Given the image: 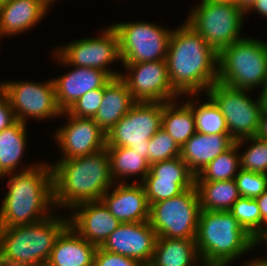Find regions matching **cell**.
<instances>
[{
	"instance_id": "6da1fadb",
	"label": "cell",
	"mask_w": 267,
	"mask_h": 266,
	"mask_svg": "<svg viewBox=\"0 0 267 266\" xmlns=\"http://www.w3.org/2000/svg\"><path fill=\"white\" fill-rule=\"evenodd\" d=\"M174 91L195 97L217 82L218 54L189 25L172 30L166 55Z\"/></svg>"
},
{
	"instance_id": "7a4b0ae2",
	"label": "cell",
	"mask_w": 267,
	"mask_h": 266,
	"mask_svg": "<svg viewBox=\"0 0 267 266\" xmlns=\"http://www.w3.org/2000/svg\"><path fill=\"white\" fill-rule=\"evenodd\" d=\"M42 163L6 175L10 177L0 207V228L34 224L52 215L53 171L51 164Z\"/></svg>"
},
{
	"instance_id": "3957f363",
	"label": "cell",
	"mask_w": 267,
	"mask_h": 266,
	"mask_svg": "<svg viewBox=\"0 0 267 266\" xmlns=\"http://www.w3.org/2000/svg\"><path fill=\"white\" fill-rule=\"evenodd\" d=\"M51 166L55 209H72L83 202L101 201L102 196L116 185L106 148L90 155L59 159Z\"/></svg>"
},
{
	"instance_id": "277c9868",
	"label": "cell",
	"mask_w": 267,
	"mask_h": 266,
	"mask_svg": "<svg viewBox=\"0 0 267 266\" xmlns=\"http://www.w3.org/2000/svg\"><path fill=\"white\" fill-rule=\"evenodd\" d=\"M69 225L55 214L34 224L0 228V258L5 266H46L54 243Z\"/></svg>"
},
{
	"instance_id": "5b68a950",
	"label": "cell",
	"mask_w": 267,
	"mask_h": 266,
	"mask_svg": "<svg viewBox=\"0 0 267 266\" xmlns=\"http://www.w3.org/2000/svg\"><path fill=\"white\" fill-rule=\"evenodd\" d=\"M195 242L201 260L230 263L255 247L229 211L201 210Z\"/></svg>"
},
{
	"instance_id": "8992f818",
	"label": "cell",
	"mask_w": 267,
	"mask_h": 266,
	"mask_svg": "<svg viewBox=\"0 0 267 266\" xmlns=\"http://www.w3.org/2000/svg\"><path fill=\"white\" fill-rule=\"evenodd\" d=\"M267 79V43L244 37L218 53L217 81L250 91Z\"/></svg>"
},
{
	"instance_id": "52a82bcc",
	"label": "cell",
	"mask_w": 267,
	"mask_h": 266,
	"mask_svg": "<svg viewBox=\"0 0 267 266\" xmlns=\"http://www.w3.org/2000/svg\"><path fill=\"white\" fill-rule=\"evenodd\" d=\"M245 14L237 4L201 0L198 6L191 9L185 23L218 54L227 46L244 38L240 33Z\"/></svg>"
},
{
	"instance_id": "ba28073f",
	"label": "cell",
	"mask_w": 267,
	"mask_h": 266,
	"mask_svg": "<svg viewBox=\"0 0 267 266\" xmlns=\"http://www.w3.org/2000/svg\"><path fill=\"white\" fill-rule=\"evenodd\" d=\"M201 212L196 186L150 205L149 223L157 237L195 239Z\"/></svg>"
},
{
	"instance_id": "9c48e42d",
	"label": "cell",
	"mask_w": 267,
	"mask_h": 266,
	"mask_svg": "<svg viewBox=\"0 0 267 266\" xmlns=\"http://www.w3.org/2000/svg\"><path fill=\"white\" fill-rule=\"evenodd\" d=\"M161 125L162 102H136L106 133V147H129L148 159L149 140Z\"/></svg>"
},
{
	"instance_id": "30bf717a",
	"label": "cell",
	"mask_w": 267,
	"mask_h": 266,
	"mask_svg": "<svg viewBox=\"0 0 267 266\" xmlns=\"http://www.w3.org/2000/svg\"><path fill=\"white\" fill-rule=\"evenodd\" d=\"M118 34L121 63L165 60L172 30L147 21L111 25Z\"/></svg>"
},
{
	"instance_id": "8fae6325",
	"label": "cell",
	"mask_w": 267,
	"mask_h": 266,
	"mask_svg": "<svg viewBox=\"0 0 267 266\" xmlns=\"http://www.w3.org/2000/svg\"><path fill=\"white\" fill-rule=\"evenodd\" d=\"M247 92L248 90L235 89L217 81L206 93L219 107L228 132L235 141L256 136L259 128L263 103L260 96L254 100Z\"/></svg>"
},
{
	"instance_id": "7c38bea8",
	"label": "cell",
	"mask_w": 267,
	"mask_h": 266,
	"mask_svg": "<svg viewBox=\"0 0 267 266\" xmlns=\"http://www.w3.org/2000/svg\"><path fill=\"white\" fill-rule=\"evenodd\" d=\"M56 49L53 58L59 60L60 65L95 68L107 72L112 78L121 75L109 69V63L121 60L118 34L112 26L102 31L100 37L79 38Z\"/></svg>"
},
{
	"instance_id": "4fadbf2b",
	"label": "cell",
	"mask_w": 267,
	"mask_h": 266,
	"mask_svg": "<svg viewBox=\"0 0 267 266\" xmlns=\"http://www.w3.org/2000/svg\"><path fill=\"white\" fill-rule=\"evenodd\" d=\"M3 83L16 120L26 123L28 117L44 120L61 115L53 78L45 83L15 80Z\"/></svg>"
},
{
	"instance_id": "5bb4252c",
	"label": "cell",
	"mask_w": 267,
	"mask_h": 266,
	"mask_svg": "<svg viewBox=\"0 0 267 266\" xmlns=\"http://www.w3.org/2000/svg\"><path fill=\"white\" fill-rule=\"evenodd\" d=\"M122 64L129 74H121L120 77L136 102L165 103L179 97L171 86L166 59Z\"/></svg>"
},
{
	"instance_id": "9a60e30c",
	"label": "cell",
	"mask_w": 267,
	"mask_h": 266,
	"mask_svg": "<svg viewBox=\"0 0 267 266\" xmlns=\"http://www.w3.org/2000/svg\"><path fill=\"white\" fill-rule=\"evenodd\" d=\"M141 184L151 205L194 187L195 175L179 156L150 165V171Z\"/></svg>"
},
{
	"instance_id": "2e32d148",
	"label": "cell",
	"mask_w": 267,
	"mask_h": 266,
	"mask_svg": "<svg viewBox=\"0 0 267 266\" xmlns=\"http://www.w3.org/2000/svg\"><path fill=\"white\" fill-rule=\"evenodd\" d=\"M60 116L69 120L56 130L54 136L63 153L61 159L90 155L106 148L107 134L93 118L72 116L67 111Z\"/></svg>"
},
{
	"instance_id": "e0dca14e",
	"label": "cell",
	"mask_w": 267,
	"mask_h": 266,
	"mask_svg": "<svg viewBox=\"0 0 267 266\" xmlns=\"http://www.w3.org/2000/svg\"><path fill=\"white\" fill-rule=\"evenodd\" d=\"M156 240L157 234L149 221L121 223L100 247L143 263L151 262Z\"/></svg>"
},
{
	"instance_id": "ac0fdd59",
	"label": "cell",
	"mask_w": 267,
	"mask_h": 266,
	"mask_svg": "<svg viewBox=\"0 0 267 266\" xmlns=\"http://www.w3.org/2000/svg\"><path fill=\"white\" fill-rule=\"evenodd\" d=\"M72 210L74 215L69 217V226L97 247L121 224L102 201L83 202Z\"/></svg>"
},
{
	"instance_id": "d6986e66",
	"label": "cell",
	"mask_w": 267,
	"mask_h": 266,
	"mask_svg": "<svg viewBox=\"0 0 267 266\" xmlns=\"http://www.w3.org/2000/svg\"><path fill=\"white\" fill-rule=\"evenodd\" d=\"M110 190L102 196L101 201L121 223L149 220L150 205L141 183L119 182L109 194Z\"/></svg>"
},
{
	"instance_id": "ffe728a7",
	"label": "cell",
	"mask_w": 267,
	"mask_h": 266,
	"mask_svg": "<svg viewBox=\"0 0 267 266\" xmlns=\"http://www.w3.org/2000/svg\"><path fill=\"white\" fill-rule=\"evenodd\" d=\"M74 69L54 78L56 101L62 112L67 111L85 93L104 87L111 76L99 69L72 66Z\"/></svg>"
},
{
	"instance_id": "44dd1931",
	"label": "cell",
	"mask_w": 267,
	"mask_h": 266,
	"mask_svg": "<svg viewBox=\"0 0 267 266\" xmlns=\"http://www.w3.org/2000/svg\"><path fill=\"white\" fill-rule=\"evenodd\" d=\"M48 11L49 6L42 0H8L0 4V38L26 32Z\"/></svg>"
},
{
	"instance_id": "7402d4cb",
	"label": "cell",
	"mask_w": 267,
	"mask_h": 266,
	"mask_svg": "<svg viewBox=\"0 0 267 266\" xmlns=\"http://www.w3.org/2000/svg\"><path fill=\"white\" fill-rule=\"evenodd\" d=\"M235 144L230 134H203L196 132L181 148V159L196 176L220 154Z\"/></svg>"
},
{
	"instance_id": "603a6c76",
	"label": "cell",
	"mask_w": 267,
	"mask_h": 266,
	"mask_svg": "<svg viewBox=\"0 0 267 266\" xmlns=\"http://www.w3.org/2000/svg\"><path fill=\"white\" fill-rule=\"evenodd\" d=\"M96 249L68 225L57 237L46 266H93Z\"/></svg>"
},
{
	"instance_id": "cb8c5ba5",
	"label": "cell",
	"mask_w": 267,
	"mask_h": 266,
	"mask_svg": "<svg viewBox=\"0 0 267 266\" xmlns=\"http://www.w3.org/2000/svg\"><path fill=\"white\" fill-rule=\"evenodd\" d=\"M135 103L124 80L120 76L111 78L104 86L103 100L93 120L107 133Z\"/></svg>"
},
{
	"instance_id": "d4e9b609",
	"label": "cell",
	"mask_w": 267,
	"mask_h": 266,
	"mask_svg": "<svg viewBox=\"0 0 267 266\" xmlns=\"http://www.w3.org/2000/svg\"><path fill=\"white\" fill-rule=\"evenodd\" d=\"M198 259L195 239L157 237L151 262L155 266H193Z\"/></svg>"
},
{
	"instance_id": "484cf974",
	"label": "cell",
	"mask_w": 267,
	"mask_h": 266,
	"mask_svg": "<svg viewBox=\"0 0 267 266\" xmlns=\"http://www.w3.org/2000/svg\"><path fill=\"white\" fill-rule=\"evenodd\" d=\"M177 104L176 100L162 103L161 128L182 148L196 133L195 118L193 109L186 102Z\"/></svg>"
},
{
	"instance_id": "4316f807",
	"label": "cell",
	"mask_w": 267,
	"mask_h": 266,
	"mask_svg": "<svg viewBox=\"0 0 267 266\" xmlns=\"http://www.w3.org/2000/svg\"><path fill=\"white\" fill-rule=\"evenodd\" d=\"M26 123L16 121L0 132V178L15 173L27 144Z\"/></svg>"
},
{
	"instance_id": "83f0119b",
	"label": "cell",
	"mask_w": 267,
	"mask_h": 266,
	"mask_svg": "<svg viewBox=\"0 0 267 266\" xmlns=\"http://www.w3.org/2000/svg\"><path fill=\"white\" fill-rule=\"evenodd\" d=\"M201 210L229 211L240 198L235 179L195 182Z\"/></svg>"
},
{
	"instance_id": "f1b7e54d",
	"label": "cell",
	"mask_w": 267,
	"mask_h": 266,
	"mask_svg": "<svg viewBox=\"0 0 267 266\" xmlns=\"http://www.w3.org/2000/svg\"><path fill=\"white\" fill-rule=\"evenodd\" d=\"M109 161L110 172L114 183L119 179L123 183V178L132 175H141L142 182L150 171V164L147 158L143 157V153L133 151L129 147H106ZM120 177V178H119Z\"/></svg>"
},
{
	"instance_id": "f546056e",
	"label": "cell",
	"mask_w": 267,
	"mask_h": 266,
	"mask_svg": "<svg viewBox=\"0 0 267 266\" xmlns=\"http://www.w3.org/2000/svg\"><path fill=\"white\" fill-rule=\"evenodd\" d=\"M239 148L234 144L207 164L195 176V182L227 181L235 179L241 169ZM236 174V175H235Z\"/></svg>"
},
{
	"instance_id": "4dcf8cb0",
	"label": "cell",
	"mask_w": 267,
	"mask_h": 266,
	"mask_svg": "<svg viewBox=\"0 0 267 266\" xmlns=\"http://www.w3.org/2000/svg\"><path fill=\"white\" fill-rule=\"evenodd\" d=\"M208 97V98H207ZM207 102L197 104V99L185 101L194 112L196 132L203 134H229L225 118L215 102L206 96ZM196 103V104H195Z\"/></svg>"
},
{
	"instance_id": "1f68e13d",
	"label": "cell",
	"mask_w": 267,
	"mask_h": 266,
	"mask_svg": "<svg viewBox=\"0 0 267 266\" xmlns=\"http://www.w3.org/2000/svg\"><path fill=\"white\" fill-rule=\"evenodd\" d=\"M248 141L253 144L244 153H240L241 169L267 174V139L253 136L237 140L235 144L240 148Z\"/></svg>"
},
{
	"instance_id": "d6a6232c",
	"label": "cell",
	"mask_w": 267,
	"mask_h": 266,
	"mask_svg": "<svg viewBox=\"0 0 267 266\" xmlns=\"http://www.w3.org/2000/svg\"><path fill=\"white\" fill-rule=\"evenodd\" d=\"M229 212L252 238L261 230L262 217L256 199L240 197Z\"/></svg>"
},
{
	"instance_id": "836d02e7",
	"label": "cell",
	"mask_w": 267,
	"mask_h": 266,
	"mask_svg": "<svg viewBox=\"0 0 267 266\" xmlns=\"http://www.w3.org/2000/svg\"><path fill=\"white\" fill-rule=\"evenodd\" d=\"M180 155L181 148L163 128H160L149 140L148 162L150 165L173 159Z\"/></svg>"
},
{
	"instance_id": "e575fe53",
	"label": "cell",
	"mask_w": 267,
	"mask_h": 266,
	"mask_svg": "<svg viewBox=\"0 0 267 266\" xmlns=\"http://www.w3.org/2000/svg\"><path fill=\"white\" fill-rule=\"evenodd\" d=\"M235 181L240 197L256 199L267 190V174L240 169Z\"/></svg>"
},
{
	"instance_id": "d590c367",
	"label": "cell",
	"mask_w": 267,
	"mask_h": 266,
	"mask_svg": "<svg viewBox=\"0 0 267 266\" xmlns=\"http://www.w3.org/2000/svg\"><path fill=\"white\" fill-rule=\"evenodd\" d=\"M104 96V87L91 90L81 96L67 112L76 117L93 118Z\"/></svg>"
},
{
	"instance_id": "8d00e7d4",
	"label": "cell",
	"mask_w": 267,
	"mask_h": 266,
	"mask_svg": "<svg viewBox=\"0 0 267 266\" xmlns=\"http://www.w3.org/2000/svg\"><path fill=\"white\" fill-rule=\"evenodd\" d=\"M140 264L141 262L134 258L108 252L100 246L97 247L93 258V266H139Z\"/></svg>"
},
{
	"instance_id": "74e56055",
	"label": "cell",
	"mask_w": 267,
	"mask_h": 266,
	"mask_svg": "<svg viewBox=\"0 0 267 266\" xmlns=\"http://www.w3.org/2000/svg\"><path fill=\"white\" fill-rule=\"evenodd\" d=\"M258 203L261 217H262V226L261 230L253 237V242L255 243L265 232H267V190L256 198ZM264 225V226H263Z\"/></svg>"
},
{
	"instance_id": "f35d334b",
	"label": "cell",
	"mask_w": 267,
	"mask_h": 266,
	"mask_svg": "<svg viewBox=\"0 0 267 266\" xmlns=\"http://www.w3.org/2000/svg\"><path fill=\"white\" fill-rule=\"evenodd\" d=\"M0 114H14L8 100L6 86L3 82H0Z\"/></svg>"
},
{
	"instance_id": "ab89813d",
	"label": "cell",
	"mask_w": 267,
	"mask_h": 266,
	"mask_svg": "<svg viewBox=\"0 0 267 266\" xmlns=\"http://www.w3.org/2000/svg\"><path fill=\"white\" fill-rule=\"evenodd\" d=\"M256 136L267 139V105H263L260 112L259 128Z\"/></svg>"
},
{
	"instance_id": "60d3db41",
	"label": "cell",
	"mask_w": 267,
	"mask_h": 266,
	"mask_svg": "<svg viewBox=\"0 0 267 266\" xmlns=\"http://www.w3.org/2000/svg\"><path fill=\"white\" fill-rule=\"evenodd\" d=\"M252 10L257 11L263 17L267 18V0H256L252 6L246 11V14Z\"/></svg>"
},
{
	"instance_id": "b9f144b4",
	"label": "cell",
	"mask_w": 267,
	"mask_h": 266,
	"mask_svg": "<svg viewBox=\"0 0 267 266\" xmlns=\"http://www.w3.org/2000/svg\"><path fill=\"white\" fill-rule=\"evenodd\" d=\"M14 114H0V132L16 122Z\"/></svg>"
},
{
	"instance_id": "7bdbcfd3",
	"label": "cell",
	"mask_w": 267,
	"mask_h": 266,
	"mask_svg": "<svg viewBox=\"0 0 267 266\" xmlns=\"http://www.w3.org/2000/svg\"><path fill=\"white\" fill-rule=\"evenodd\" d=\"M202 264H204L203 266H228L230 262H226V261H207V260H201Z\"/></svg>"
},
{
	"instance_id": "ee69618b",
	"label": "cell",
	"mask_w": 267,
	"mask_h": 266,
	"mask_svg": "<svg viewBox=\"0 0 267 266\" xmlns=\"http://www.w3.org/2000/svg\"><path fill=\"white\" fill-rule=\"evenodd\" d=\"M255 1L256 0H238V6L246 12Z\"/></svg>"
},
{
	"instance_id": "f6af8a7d",
	"label": "cell",
	"mask_w": 267,
	"mask_h": 266,
	"mask_svg": "<svg viewBox=\"0 0 267 266\" xmlns=\"http://www.w3.org/2000/svg\"><path fill=\"white\" fill-rule=\"evenodd\" d=\"M246 266H267V262L256 258V259H251L249 262L247 261Z\"/></svg>"
},
{
	"instance_id": "bcb514c9",
	"label": "cell",
	"mask_w": 267,
	"mask_h": 266,
	"mask_svg": "<svg viewBox=\"0 0 267 266\" xmlns=\"http://www.w3.org/2000/svg\"><path fill=\"white\" fill-rule=\"evenodd\" d=\"M259 96L261 98V102L263 103V105H267V79L266 82L264 83V86L262 87V91Z\"/></svg>"
},
{
	"instance_id": "7dc6e473",
	"label": "cell",
	"mask_w": 267,
	"mask_h": 266,
	"mask_svg": "<svg viewBox=\"0 0 267 266\" xmlns=\"http://www.w3.org/2000/svg\"><path fill=\"white\" fill-rule=\"evenodd\" d=\"M262 241L265 242V244L267 245V232H265V233H264V234H263V235H262V236H261L255 243H254V246L263 243ZM266 257H267V256H266ZM266 257H264V258H259V259H261V260L267 262Z\"/></svg>"
},
{
	"instance_id": "c3c4849f",
	"label": "cell",
	"mask_w": 267,
	"mask_h": 266,
	"mask_svg": "<svg viewBox=\"0 0 267 266\" xmlns=\"http://www.w3.org/2000/svg\"><path fill=\"white\" fill-rule=\"evenodd\" d=\"M214 1L227 2V3H232V4L238 5V0H214Z\"/></svg>"
},
{
	"instance_id": "681fc988",
	"label": "cell",
	"mask_w": 267,
	"mask_h": 266,
	"mask_svg": "<svg viewBox=\"0 0 267 266\" xmlns=\"http://www.w3.org/2000/svg\"><path fill=\"white\" fill-rule=\"evenodd\" d=\"M139 266H155L152 262H143Z\"/></svg>"
},
{
	"instance_id": "f907efd6",
	"label": "cell",
	"mask_w": 267,
	"mask_h": 266,
	"mask_svg": "<svg viewBox=\"0 0 267 266\" xmlns=\"http://www.w3.org/2000/svg\"><path fill=\"white\" fill-rule=\"evenodd\" d=\"M46 5H48L50 7L51 4H53L52 2L56 1V0H42Z\"/></svg>"
},
{
	"instance_id": "816d5d0a",
	"label": "cell",
	"mask_w": 267,
	"mask_h": 266,
	"mask_svg": "<svg viewBox=\"0 0 267 266\" xmlns=\"http://www.w3.org/2000/svg\"><path fill=\"white\" fill-rule=\"evenodd\" d=\"M0 266H5V264L3 263V261L0 258Z\"/></svg>"
},
{
	"instance_id": "f5cc1de1",
	"label": "cell",
	"mask_w": 267,
	"mask_h": 266,
	"mask_svg": "<svg viewBox=\"0 0 267 266\" xmlns=\"http://www.w3.org/2000/svg\"><path fill=\"white\" fill-rule=\"evenodd\" d=\"M6 1H8V0H0V4H3Z\"/></svg>"
}]
</instances>
